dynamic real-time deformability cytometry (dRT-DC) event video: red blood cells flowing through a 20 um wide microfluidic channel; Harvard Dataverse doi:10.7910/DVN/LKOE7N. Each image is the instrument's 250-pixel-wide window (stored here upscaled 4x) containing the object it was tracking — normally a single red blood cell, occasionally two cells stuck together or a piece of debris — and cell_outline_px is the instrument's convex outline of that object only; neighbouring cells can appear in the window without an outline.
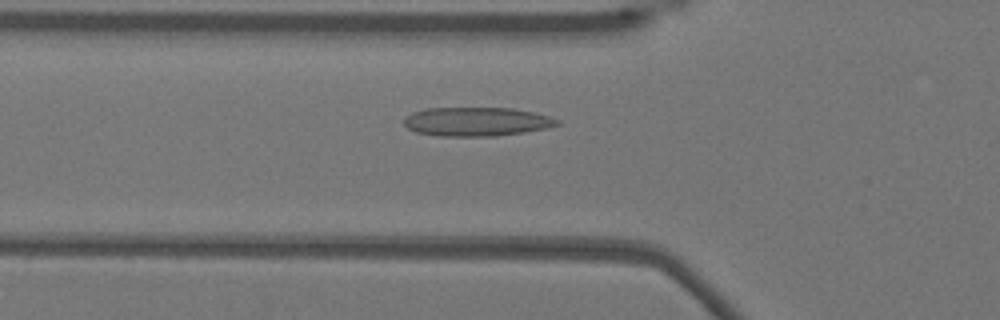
{"species": "Egyptian fruit bat (a non-hibernating species)", "species_latin": "Rousettus aegyptiacus", "temperature_condition": "warm", "stored_images_in_passage": 34, "camera_frame_rate_fps": 3000, "um_per_image_px": 0.085, "animal": {"sex": "female"}, "frame": {"image": 1, "passage_image": 9, "time_ms": 2.667, "image_size_px": [1000, 320], "cell_outline_px": [[560, 124], [548, 128], [524, 132], [496, 136], [440, 136], [416, 132], [408, 128], [404, 124], [404, 120], [412, 112], [428, 108], [512, 108], [532, 112], [548, 116], [560, 120]], "centroid_in_image_um": [40.53, 10.34], "position_along_channel_um": 85.3, "area_um2": 25.72}}
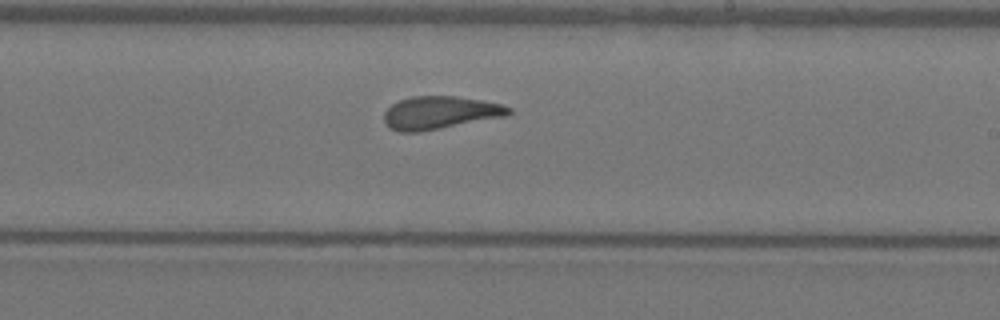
{"frame": {"image": 2, "passage_image": 22, "time_ms": 7.0, "image_size_px": [1000, 320], "cell_outline_px": [[512, 112], [508, 116], [420, 132], [400, 132], [388, 128], [384, 124], [384, 112], [392, 104], [400, 100], [412, 96], [456, 96], [480, 100], [500, 104], [512, 108]], "centroid_in_image_um": [37.39, 9.59], "position_along_channel_um": 251.6, "area_um2": 24.04}}
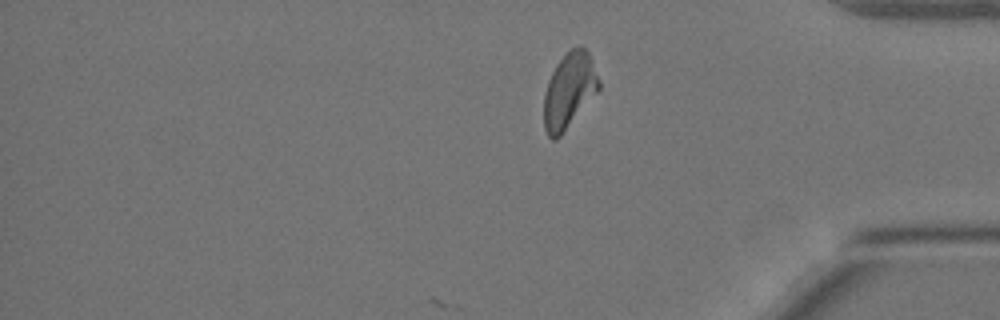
{"frame": {"image": 3, "passage_image": 34, "time_ms": 11.0, "image_size_px": [1000, 320], "cell_outline_px": [[600, 88], [560, 136], [556, 140], [552, 140], [548, 136], [544, 128], [544, 92], [548, 80], [556, 64], [572, 48], [584, 48], [588, 52], [600, 80]], "centroid_in_image_um": [48.36, 7.72], "position_along_channel_um": 386.8, "area_um2": 23.76}, "authors_computed_cell_mechanics": {"area_um2": 23.987, "velocity_mm_per_s": 3.8322, "shape_relaxation_time_tau1_ms": 9.5824, "shape_relaxation_time_tau2_ms": 1.6035, "deformation_change_tau1": 0.238, "deformation_change_tau2": 0.1099}}